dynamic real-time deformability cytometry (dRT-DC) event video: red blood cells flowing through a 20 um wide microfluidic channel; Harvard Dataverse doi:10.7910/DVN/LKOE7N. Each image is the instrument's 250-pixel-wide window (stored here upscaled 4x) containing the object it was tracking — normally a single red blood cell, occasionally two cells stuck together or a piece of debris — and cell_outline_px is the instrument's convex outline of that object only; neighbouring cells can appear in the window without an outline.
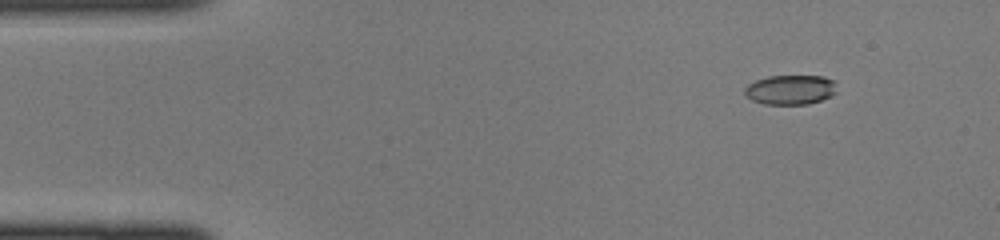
{"species": "common noctule bat (a hibernating species)", "species_latin": "Nyctalus noctula", "temperature_condition": "cold", "stored_images_in_passage": 6, "camera_frame_rate_fps": 3000, "um_per_image_px": 0.085, "animal": {"sex": "female", "body_mass_g": 22.0, "forearm_length_mm": 56.7}, "frame": {"image": 1, "passage_image": 1, "time_ms": 0.0, "image_size_px": [1000, 240], "cell_outline_px": [[836, 92], [832, 96], [808, 104], [764, 104], [752, 100], [744, 92], [744, 88], [748, 84], [756, 80], [768, 76], [824, 76], [836, 80]], "centroid_in_image_um": [67.22, 7.62], "position_along_channel_um": 17.8, "area_um2": 16.01}}